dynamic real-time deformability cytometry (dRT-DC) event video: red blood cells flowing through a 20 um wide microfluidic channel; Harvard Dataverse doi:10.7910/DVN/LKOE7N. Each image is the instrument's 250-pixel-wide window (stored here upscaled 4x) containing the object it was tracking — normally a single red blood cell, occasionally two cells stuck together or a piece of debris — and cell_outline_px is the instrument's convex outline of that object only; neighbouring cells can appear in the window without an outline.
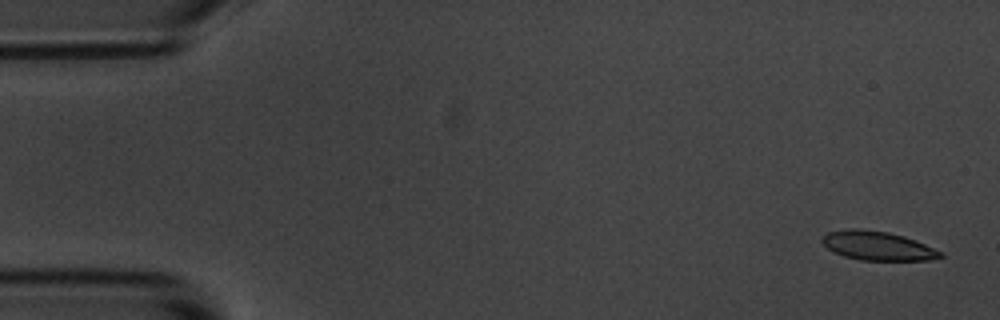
{"species": "common noctule bat (a hibernating species)", "species_latin": "Nyctalus noctula", "temperature_condition": "room temperature", "stored_images_in_passage": 6, "camera_frame_rate_fps": 3000, "um_per_image_px": 0.085, "animal": {"sex": "male", "body_mass_g": 20.1, "forearm_length_mm": 53.5}, "frame": {"image": 1, "passage_image": 1, "time_ms": 0.0, "image_size_px": [1000, 320], "cell_outline_px": [[944, 256], [928, 260], [860, 260], [844, 256], [828, 248], [820, 240], [828, 232], [848, 228], [860, 228], [888, 232], [904, 236], [916, 240], [944, 252]], "centroid_in_image_um": [74.63, 20.88], "position_along_channel_um": 10.4, "area_um2": 20.0}}
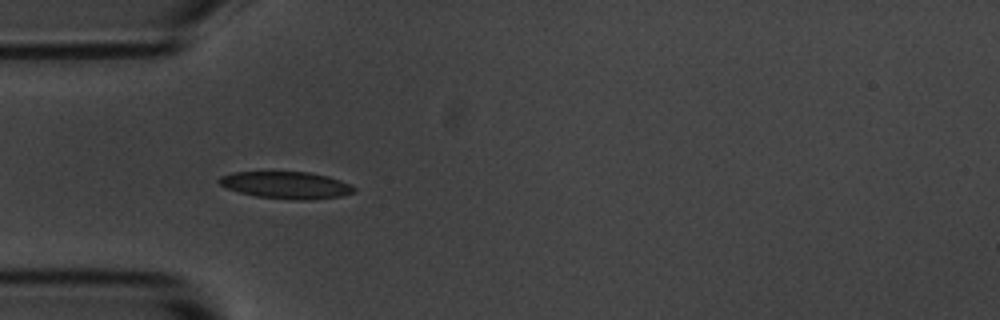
{"frame": {"image": 2, "passage_image": 5, "time_ms": 4.667, "image_size_px": [1000, 320], "cell_outline_px": [[356, 192], [344, 196], [304, 200], [296, 200], [256, 196], [240, 192], [228, 188], [220, 184], [216, 180], [220, 176], [232, 172], [308, 172], [328, 176], [340, 180], [356, 188]], "centroid_in_image_um": [24.34, 15.73], "position_along_channel_um": 60.7, "area_um2": 21.21}}